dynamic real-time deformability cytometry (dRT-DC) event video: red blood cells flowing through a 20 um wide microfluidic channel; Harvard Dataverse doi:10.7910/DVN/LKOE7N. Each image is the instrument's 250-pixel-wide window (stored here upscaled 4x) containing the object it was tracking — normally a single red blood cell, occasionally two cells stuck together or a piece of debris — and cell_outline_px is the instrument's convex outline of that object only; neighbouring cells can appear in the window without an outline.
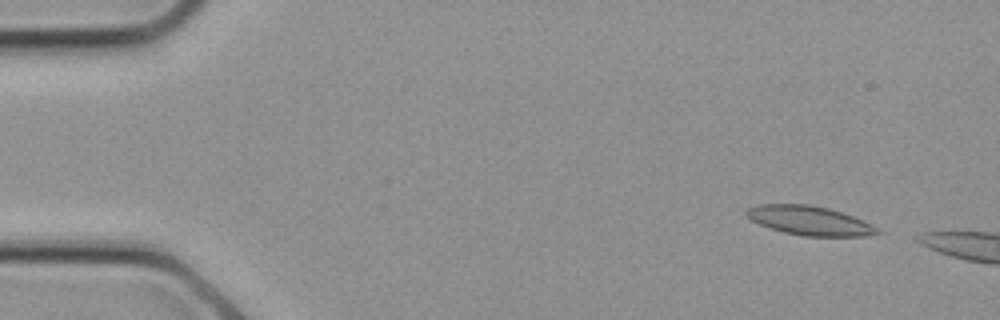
{"species": "common noctule bat (a hibernating species)", "species_latin": "Nyctalus noctula", "temperature_condition": "cold", "stored_images_in_passage": 4, "camera_frame_rate_fps": 3000, "um_per_image_px": 0.085, "animal": {"sex": "female", "body_mass_g": 21.9}, "frame": {"image": 1, "passage_image": 2, "time_ms": 0.333, "image_size_px": [1000, 320], "cell_outline_px": [[884, 232], [864, 236], [804, 236], [784, 232], [760, 224], [752, 220], [744, 212], [748, 208], [760, 204], [808, 204], [828, 208], [852, 216], [872, 224]], "centroid_in_image_um": [68.83, 18.75], "position_along_channel_um": 16.2, "area_um2": 22.02}}